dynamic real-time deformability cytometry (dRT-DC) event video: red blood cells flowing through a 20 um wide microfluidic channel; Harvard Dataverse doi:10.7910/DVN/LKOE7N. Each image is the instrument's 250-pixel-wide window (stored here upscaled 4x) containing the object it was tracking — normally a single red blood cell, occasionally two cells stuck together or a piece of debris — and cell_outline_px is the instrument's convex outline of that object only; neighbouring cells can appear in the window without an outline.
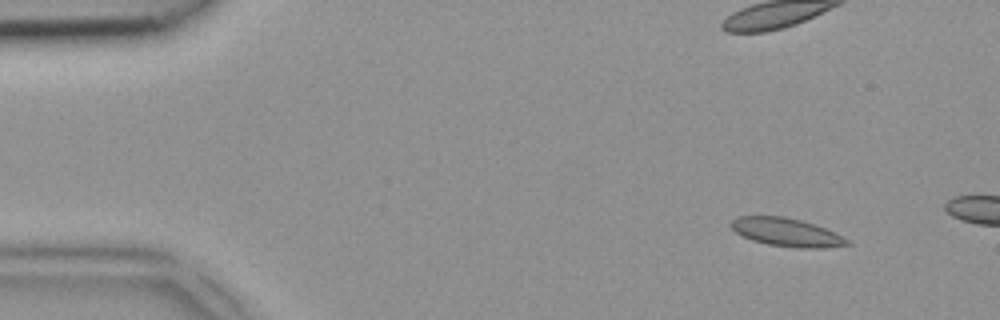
{"species": "common noctule bat (a hibernating species)", "species_latin": "Nyctalus noctula", "temperature_condition": "room temperature", "stored_images_in_passage": 9, "camera_frame_rate_fps": 3000, "um_per_image_px": 0.085, "animal": {"sex": "female", "body_mass_g": 18.4}, "frame": {"image": 1, "passage_image": 3, "time_ms": 0.667, "image_size_px": [1000, 320], "cell_outline_px": [[852, 244], [824, 248], [796, 248], [768, 244], [752, 240], [736, 232], [728, 224], [732, 220], [740, 216], [784, 216], [800, 220], [836, 232], [848, 240]], "centroid_in_image_um": [66.86, 19.75], "position_along_channel_um": 18.1, "area_um2": 19.02}}